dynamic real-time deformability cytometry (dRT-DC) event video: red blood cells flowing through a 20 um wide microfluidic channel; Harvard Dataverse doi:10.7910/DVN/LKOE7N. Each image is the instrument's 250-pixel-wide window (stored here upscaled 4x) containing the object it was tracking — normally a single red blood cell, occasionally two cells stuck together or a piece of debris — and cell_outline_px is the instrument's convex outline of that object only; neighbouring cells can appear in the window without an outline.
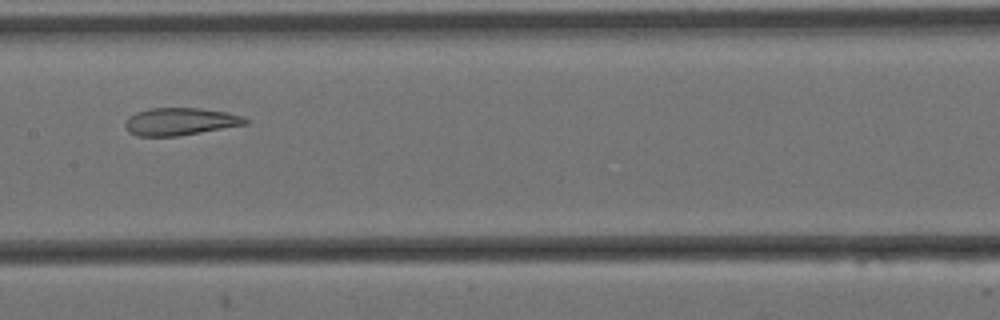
{"species": "Egyptian fruit bat (a non-hibernating species)", "species_latin": "Rousettus aegyptiacus", "temperature_condition": "cold", "stored_images_in_passage": 10, "camera_frame_rate_fps": 3000, "um_per_image_px": 0.085, "animal": {"sex": "female"}, "frame": {"image": 1, "passage_image": 7, "time_ms": 2.0, "image_size_px": [1000, 320], "cell_outline_px": [[248, 124], [176, 136], [136, 136], [128, 132], [124, 128], [124, 124], [128, 116], [136, 112], [148, 108], [200, 108], [228, 112], [244, 116], [248, 120]], "centroid_in_image_um": [15.29, 10.32], "position_along_channel_um": 192.1, "area_um2": 19.42}}
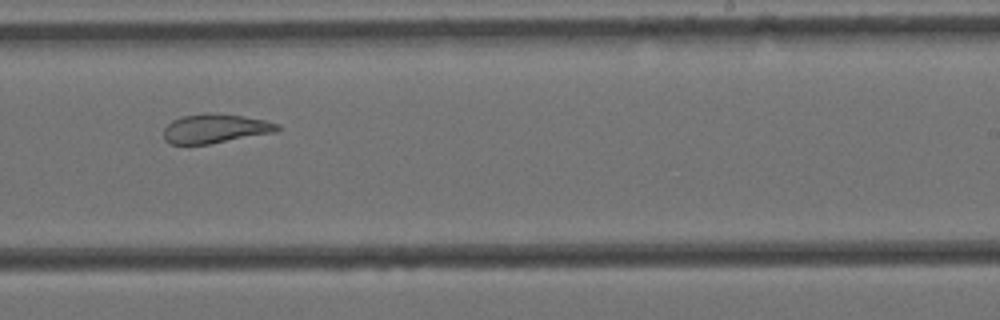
{"frame": {"image": 2, "passage_image": 9, "time_ms": 2.667, "image_size_px": [1000, 320], "cell_outline_px": [[280, 128], [276, 132], [208, 144], [168, 144], [164, 140], [164, 128], [172, 120], [184, 116], [216, 112], [244, 116], [264, 120], [280, 124]], "centroid_in_image_um": [18.3, 10.92], "position_along_channel_um": 270.7, "area_um2": 19.31}}
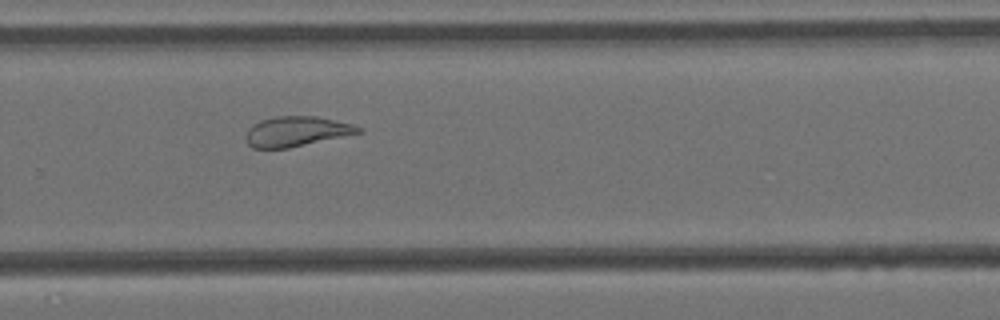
{"frame": {"image": 3, "passage_image": 10, "time_ms": 3.0, "image_size_px": [1000, 320], "cell_outline_px": [[364, 132], [288, 148], [252, 148], [248, 144], [248, 128], [260, 120], [276, 116], [316, 116], [352, 124], [360, 128]], "centroid_in_image_um": [25.22, 11.17], "position_along_channel_um": 304.6, "area_um2": 19.42}}